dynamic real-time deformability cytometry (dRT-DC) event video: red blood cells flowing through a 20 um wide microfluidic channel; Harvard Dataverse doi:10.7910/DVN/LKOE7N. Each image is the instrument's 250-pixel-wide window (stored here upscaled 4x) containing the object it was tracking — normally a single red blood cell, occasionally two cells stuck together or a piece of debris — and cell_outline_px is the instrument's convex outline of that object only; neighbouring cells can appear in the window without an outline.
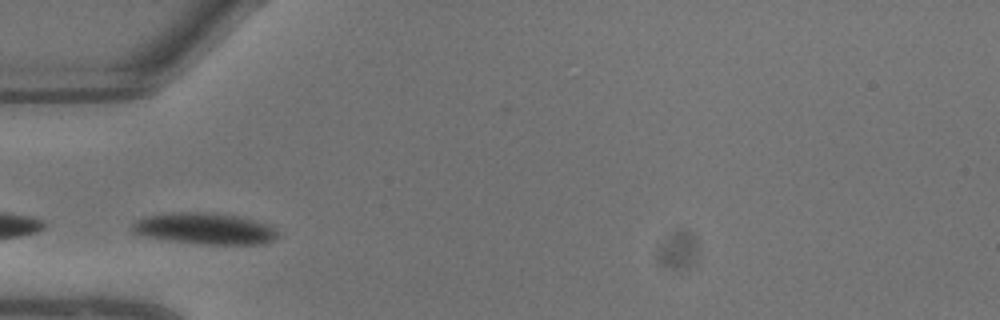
{"species": "common noctule bat (a hibernating species)", "species_latin": "Nyctalus noctula", "temperature_condition": "warm", "stored_images_in_passage": 4, "camera_frame_rate_fps": 3000, "um_per_image_px": 0.085, "animal": {"sex": "male", "body_mass_g": 13.3}, "frame": {"image": 1, "passage_image": 3, "time_ms": 0.667, "image_size_px": [1000, 320], "cell_outline_px": [[276, 236], [272, 240], [260, 244], [204, 244], [168, 240], [144, 236], [132, 232], [132, 224], [136, 220], [144, 216], [172, 212], [216, 212], [236, 216], [268, 224], [276, 228]], "centroid_in_image_um": [17.36, 19.42], "position_along_channel_um": 67.6, "area_um2": 26.53}}